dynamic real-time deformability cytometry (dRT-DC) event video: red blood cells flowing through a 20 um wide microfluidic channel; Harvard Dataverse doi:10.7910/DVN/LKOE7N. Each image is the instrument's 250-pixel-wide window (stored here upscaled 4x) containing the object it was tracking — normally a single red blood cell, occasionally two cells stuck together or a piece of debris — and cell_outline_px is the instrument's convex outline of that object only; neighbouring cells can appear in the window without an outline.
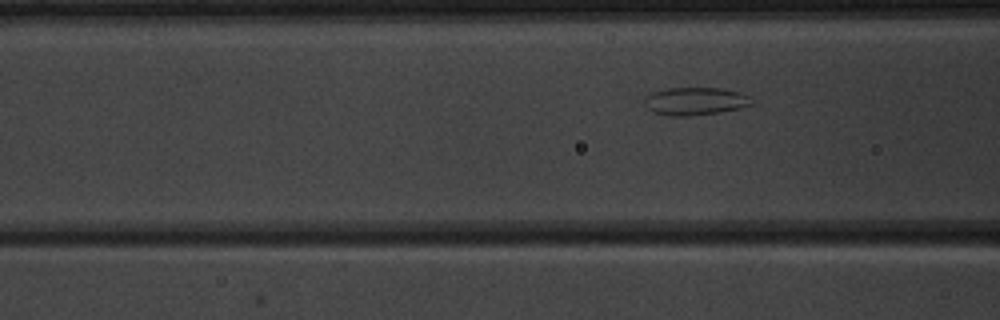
{"species": "common noctule bat (a hibernating species)", "species_latin": "Nyctalus noctula", "temperature_condition": "warm", "stored_images_in_passage": 5, "segment_of_instrument_passage": [2, 2], "camera_frame_rate_fps": 3000, "um_per_image_px": 0.085, "animal": {"sex": "male", "body_mass_g": 20.1, "forearm_length_mm": 53.5}, "frame": {"image": 1, "passage_image": 5, "time_ms": 4.667, "image_size_px": [1000, 320], "cell_outline_px": [[752, 104], [740, 108], [720, 112], [688, 116], [672, 116], [652, 112], [644, 104], [644, 96], [652, 92], [668, 88], [720, 88], [740, 92], [748, 96]], "centroid_in_image_um": [59.04, 8.6], "position_along_channel_um": 107.6, "area_um2": 17.34}}